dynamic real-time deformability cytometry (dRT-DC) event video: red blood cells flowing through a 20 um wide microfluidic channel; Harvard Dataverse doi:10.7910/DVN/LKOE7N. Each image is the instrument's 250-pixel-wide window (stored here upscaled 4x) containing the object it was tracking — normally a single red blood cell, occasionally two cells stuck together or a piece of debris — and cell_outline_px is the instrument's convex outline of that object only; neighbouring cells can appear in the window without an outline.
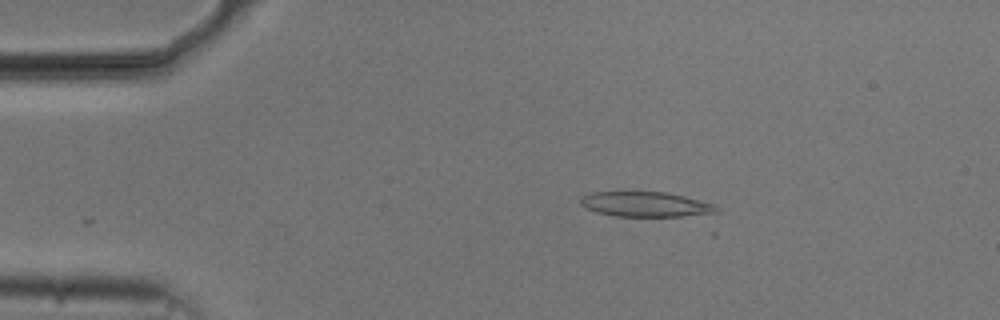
{"species": "common noctule bat (a hibernating species)", "species_latin": "Nyctalus noctula", "temperature_condition": "cold", "stored_images_in_passage": 15, "camera_frame_rate_fps": 3000, "um_per_image_px": 0.085, "animal": {"sex": "male", "body_mass_g": 20.5, "forearm_length_mm": 52.5}, "frame": {"image": 1, "passage_image": 1, "time_ms": 0.0, "image_size_px": [1000, 320], "cell_outline_px": [[720, 208], [716, 212], [680, 216], [616, 216], [596, 212], [584, 208], [580, 204], [580, 200], [588, 192], [668, 192], [684, 196], [712, 204]], "centroid_in_image_um": [54.81, 17.36], "position_along_channel_um": 30.2, "area_um2": 19.59}}
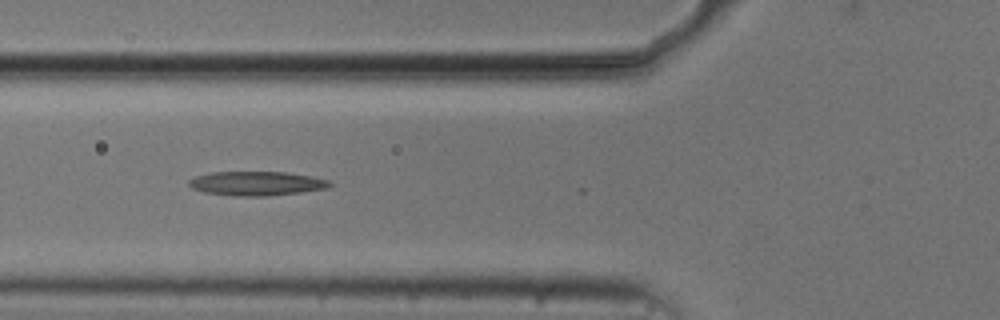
{"frame": {"image": 2, "passage_image": 11, "time_ms": 3.333, "image_size_px": [1000, 320], "cell_outline_px": [[332, 184], [328, 188], [300, 192], [268, 196], [232, 196], [204, 192], [192, 188], [188, 184], [188, 180], [196, 176], [212, 172], [284, 172], [308, 176], [328, 180]], "centroid_in_image_um": [21.77, 15.6], "position_along_channel_um": 104.0, "area_um2": 19.71}}
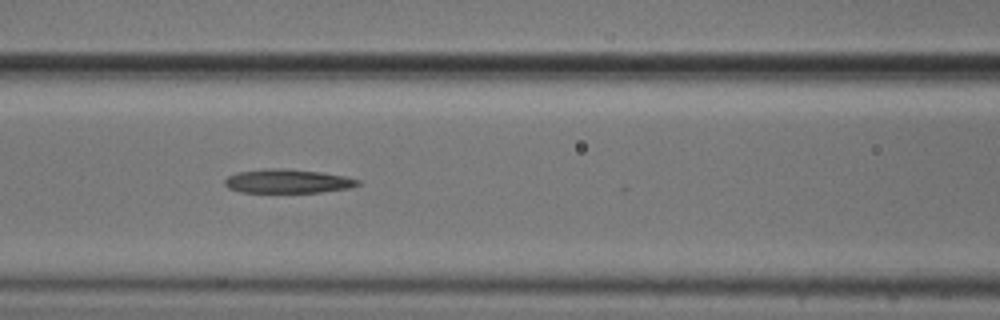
{"frame": {"image": 3, "passage_image": 14, "time_ms": 4.333, "image_size_px": [1000, 320], "cell_outline_px": [[360, 184], [348, 188], [320, 192], [240, 192], [228, 188], [224, 184], [224, 180], [228, 176], [236, 172], [264, 168], [284, 168], [324, 172], [344, 176], [360, 180]], "centroid_in_image_um": [24.42, 15.39], "position_along_channel_um": 142.2, "area_um2": 18.67}}